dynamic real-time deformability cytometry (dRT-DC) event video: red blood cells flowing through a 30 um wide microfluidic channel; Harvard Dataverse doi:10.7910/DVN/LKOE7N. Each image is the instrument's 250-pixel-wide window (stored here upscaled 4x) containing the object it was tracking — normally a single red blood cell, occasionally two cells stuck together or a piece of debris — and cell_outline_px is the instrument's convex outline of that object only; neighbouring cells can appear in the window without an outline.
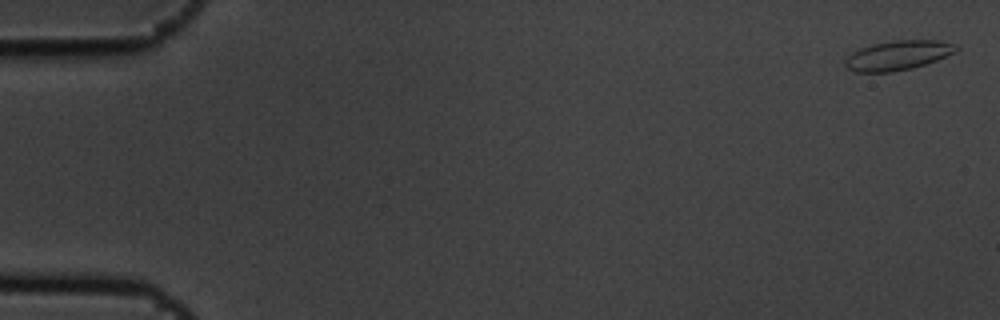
{"species": "common noctule bat (a hibernating species)", "species_latin": "Nyctalus noctula", "temperature_condition": "cold", "stored_images_in_passage": 4, "camera_frame_rate_fps": 3000, "um_per_image_px": 0.085, "animal": {"sex": "male", "body_mass_g": 19.5, "forearm_length_mm": 54.6}, "frame": {"image": 1, "passage_image": 1, "time_ms": 0.0, "image_size_px": [1000, 320], "cell_outline_px": [[960, 48], [956, 52], [936, 60], [912, 68], [892, 72], [856, 72], [848, 68], [844, 64], [844, 60], [852, 52], [860, 48], [872, 44], [896, 40], [940, 40], [956, 44]], "centroid_in_image_um": [76.34, 4.69], "position_along_channel_um": 8.7, "area_um2": 19.13}}